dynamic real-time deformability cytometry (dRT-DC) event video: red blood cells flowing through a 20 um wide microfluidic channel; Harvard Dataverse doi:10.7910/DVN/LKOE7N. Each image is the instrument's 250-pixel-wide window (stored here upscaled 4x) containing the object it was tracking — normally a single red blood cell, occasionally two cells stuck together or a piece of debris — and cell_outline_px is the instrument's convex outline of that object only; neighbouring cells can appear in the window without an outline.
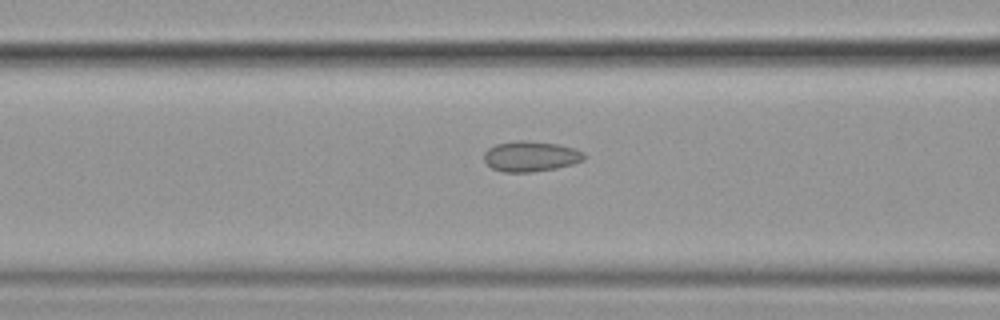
{"species": "common noctule bat (a hibernating species)", "species_latin": "Nyctalus noctula", "temperature_condition": "cold", "stored_images_in_passage": 40, "camera_frame_rate_fps": 3000, "um_per_image_px": 0.085, "animal": {"sex": "female", "body_mass_g": 19.9}, "frame": {"image": 1, "passage_image": 15, "time_ms": 4.667, "image_size_px": [1000, 320], "cell_outline_px": [[584, 160], [572, 164], [556, 168], [532, 172], [504, 172], [492, 168], [484, 160], [484, 152], [488, 148], [496, 144], [516, 140], [528, 140], [556, 144], [576, 148], [584, 152]], "centroid_in_image_um": [45.11, 13.28], "position_along_channel_um": 121.5, "area_um2": 17.8}}
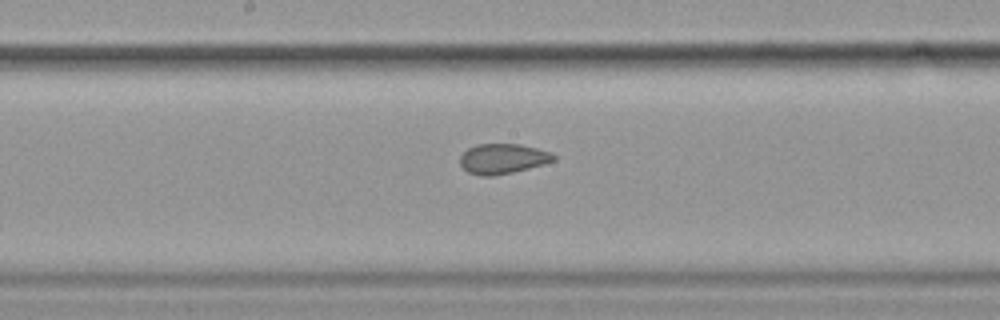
{"frame": {"image": 2, "passage_image": 22, "time_ms": 7.0, "image_size_px": [1000, 320], "cell_outline_px": [[556, 160], [544, 164], [512, 172], [492, 176], [484, 176], [468, 172], [460, 164], [460, 156], [468, 148], [476, 144], [520, 144], [552, 152], [556, 156]], "centroid_in_image_um": [42.75, 13.48], "position_along_channel_um": 205.5, "area_um2": 16.36}}
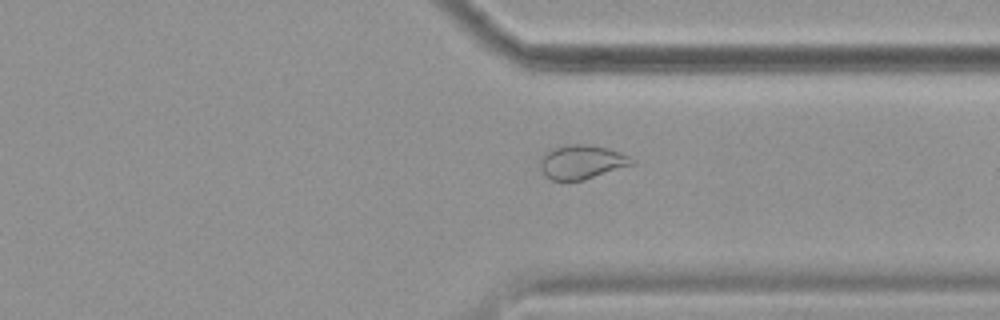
{"frame": {"image": 3, "passage_image": 35, "time_ms": 11.333, "image_size_px": [1000, 320], "cell_outline_px": [[636, 164], [584, 180], [552, 180], [544, 176], [540, 168], [540, 156], [548, 148], [568, 144], [588, 144], [608, 148], [628, 156], [636, 160]], "centroid_in_image_um": [49.42, 13.76], "position_along_channel_um": 362.0, "area_um2": 18.61}}